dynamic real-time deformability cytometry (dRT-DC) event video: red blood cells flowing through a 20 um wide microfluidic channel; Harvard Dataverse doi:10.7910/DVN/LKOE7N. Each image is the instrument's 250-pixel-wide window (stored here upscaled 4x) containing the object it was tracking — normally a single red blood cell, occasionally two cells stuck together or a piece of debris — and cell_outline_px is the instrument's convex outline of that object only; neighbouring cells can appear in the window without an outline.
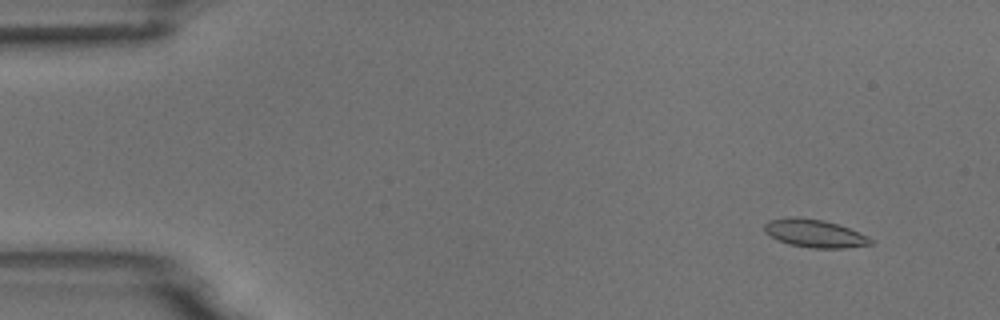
{"species": "common noctule bat (a hibernating species)", "species_latin": "Nyctalus noctula", "temperature_condition": "room temperature", "stored_images_in_passage": 4, "camera_frame_rate_fps": 3000, "um_per_image_px": 0.085, "animal": {"sex": "male", "body_mass_g": 18.8}, "frame": {"image": 1, "passage_image": 1, "time_ms": 0.0, "image_size_px": [1000, 320], "cell_outline_px": [[872, 244], [844, 248], [808, 248], [788, 244], [776, 240], [764, 232], [764, 224], [768, 220], [788, 216], [800, 216], [824, 220], [860, 232], [868, 236], [872, 240]], "centroid_in_image_um": [69.18, 19.83], "position_along_channel_um": 15.8, "area_um2": 17.63}}
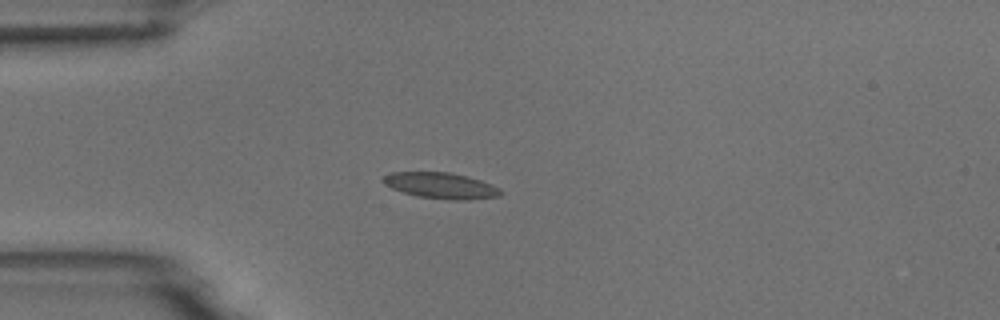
{"frame": {"image": 2, "passage_image": 3, "time_ms": 3.333, "image_size_px": [1000, 320], "cell_outline_px": [[504, 192], [500, 196], [468, 200], [452, 200], [416, 196], [392, 188], [384, 184], [380, 180], [384, 176], [392, 172], [448, 172], [468, 176], [492, 184], [500, 188]], "centroid_in_image_um": [37.5, 15.78], "position_along_channel_um": 47.5, "area_um2": 17.92}}